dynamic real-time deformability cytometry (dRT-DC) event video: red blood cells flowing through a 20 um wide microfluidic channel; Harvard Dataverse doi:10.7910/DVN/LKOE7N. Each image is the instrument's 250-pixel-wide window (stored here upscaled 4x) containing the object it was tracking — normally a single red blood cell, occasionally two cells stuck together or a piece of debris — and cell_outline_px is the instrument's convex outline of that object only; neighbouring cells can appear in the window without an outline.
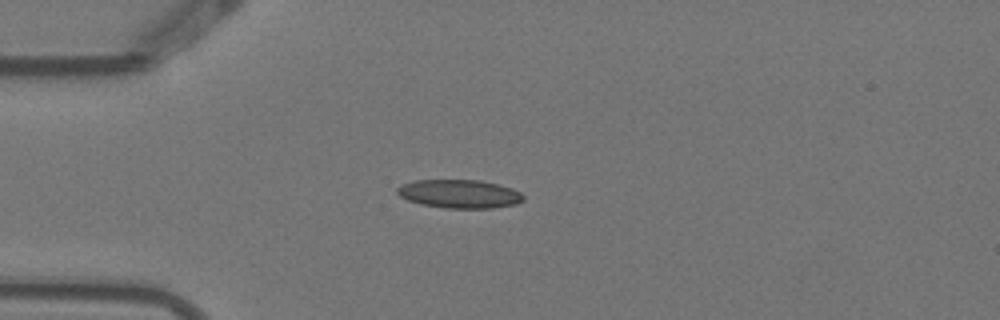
{"species": "Egyptian fruit bat (a non-hibernating species)", "species_latin": "Rousettus aegyptiacus", "temperature_condition": "warm", "stored_images_in_passage": 5, "camera_frame_rate_fps": 3000, "um_per_image_px": 0.085, "animal": {"sex": "female"}, "frame": {"image": 1, "passage_image": 2, "time_ms": 0.333, "image_size_px": [1000, 320], "cell_outline_px": [[524, 200], [516, 204], [492, 208], [444, 208], [420, 204], [408, 200], [400, 196], [396, 192], [396, 188], [400, 184], [416, 180], [480, 180], [512, 188], [520, 192], [524, 196]], "centroid_in_image_um": [39.03, 16.48], "position_along_channel_um": 46.0, "area_um2": 21.04}}
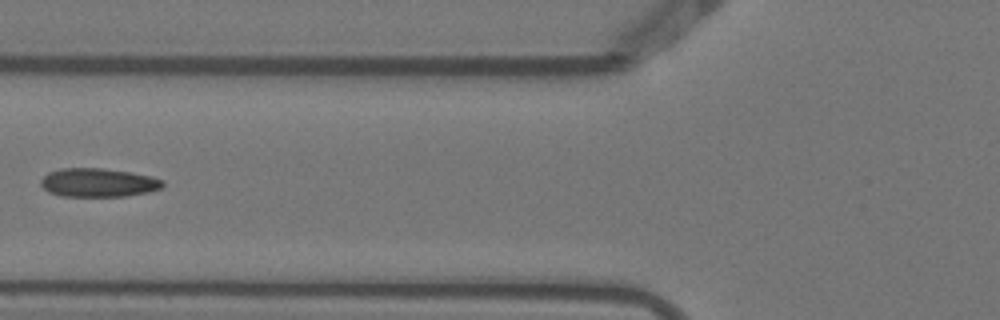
{"frame": {"image": 2, "passage_image": 4, "time_ms": 1.0, "image_size_px": [1000, 320], "cell_outline_px": [[164, 184], [160, 188], [148, 192], [124, 196], [60, 196], [48, 192], [40, 184], [40, 180], [48, 172], [60, 168], [100, 168], [132, 172], [152, 176], [164, 180]], "centroid_in_image_um": [8.34, 15.51], "position_along_channel_um": 117.5, "area_um2": 20.46}}
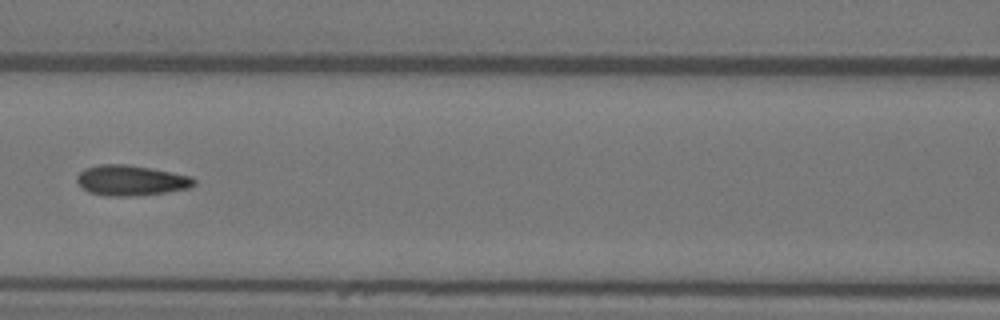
{"frame": {"image": 3, "passage_image": 5, "time_ms": 1.333, "image_size_px": [1000, 320], "cell_outline_px": [[196, 184], [188, 188], [164, 192], [132, 196], [108, 196], [88, 192], [76, 180], [76, 176], [84, 168], [100, 164], [124, 164], [148, 168], [192, 176], [196, 180]], "centroid_in_image_um": [11.11, 15.33], "position_along_channel_um": 155.5, "area_um2": 20.52}}